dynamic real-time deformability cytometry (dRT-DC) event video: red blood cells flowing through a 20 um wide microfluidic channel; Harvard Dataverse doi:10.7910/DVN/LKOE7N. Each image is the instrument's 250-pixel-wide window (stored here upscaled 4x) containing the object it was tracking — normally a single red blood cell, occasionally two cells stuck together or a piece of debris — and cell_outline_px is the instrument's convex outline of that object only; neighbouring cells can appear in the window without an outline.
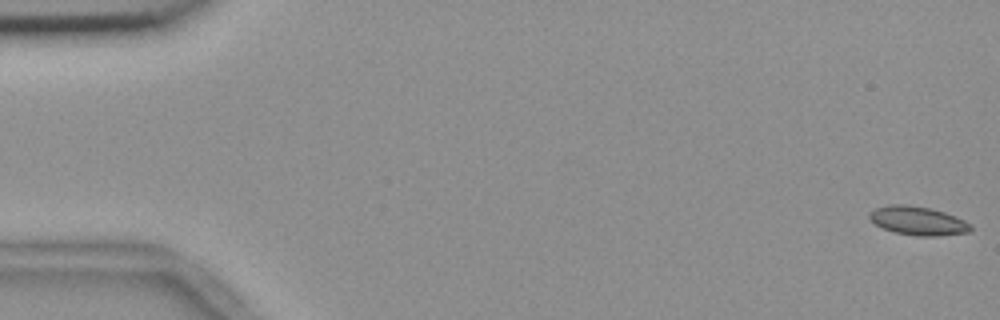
{"species": "common noctule bat (a hibernating species)", "species_latin": "Nyctalus noctula", "temperature_condition": "room temperature", "stored_images_in_passage": 57, "segment_of_instrument_passage": [1, 2], "camera_frame_rate_fps": 3000, "um_per_image_px": 0.085, "animal": {"sex": "female", "body_mass_g": 18.4}, "frame": {"image": 1, "passage_image": 1, "time_ms": 0.0, "image_size_px": [1000, 320], "cell_outline_px": [[972, 228], [968, 232], [936, 236], [920, 236], [896, 232], [884, 228], [876, 224], [868, 216], [868, 212], [876, 208], [888, 204], [908, 204], [928, 208], [944, 212], [956, 216], [972, 224]], "centroid_in_image_um": [78.03, 18.75], "position_along_channel_um": 7.0, "area_um2": 16.82}}
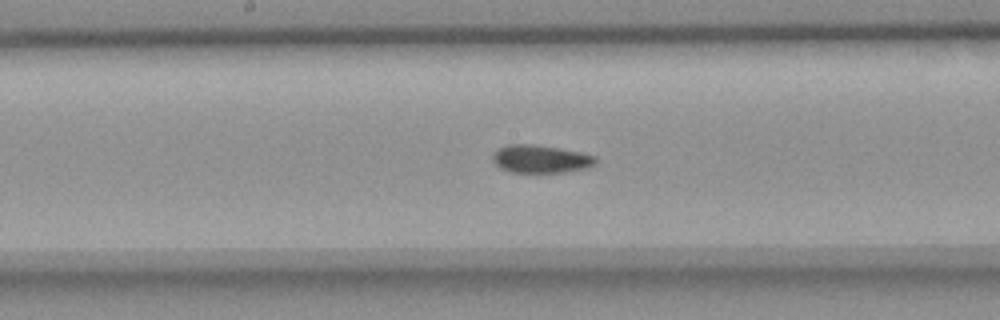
{"frame": {"image": 2, "passage_image": 29, "time_ms": 9.333, "image_size_px": [1000, 320], "cell_outline_px": [[596, 164], [588, 168], [564, 172], [512, 172], [500, 168], [492, 160], [492, 152], [508, 144], [536, 144], [560, 148], [580, 152], [596, 156]], "centroid_in_image_um": [45.96, 13.5], "position_along_channel_um": 202.2, "area_um2": 16.88}}
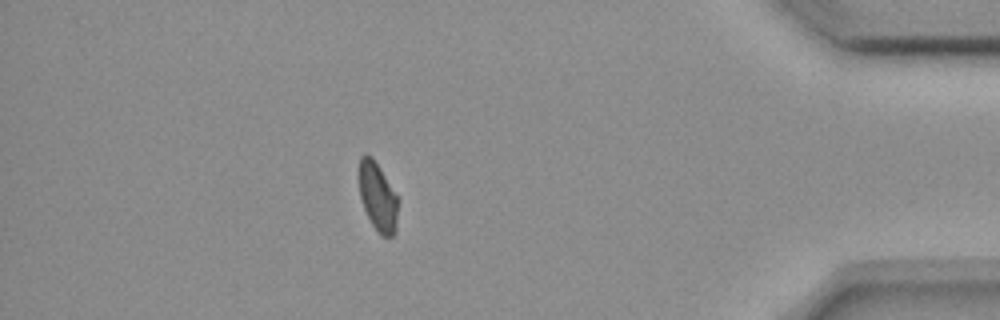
{"frame": {"image": 3, "passage_image": 49, "time_ms": 16.0, "image_size_px": [1000, 320], "cell_outline_px": [[396, 232], [392, 236], [380, 236], [372, 224], [364, 208], [360, 196], [356, 176], [360, 156], [364, 152], [372, 156], [380, 168], [396, 196]], "centroid_in_image_um": [32.03, 16.66], "position_along_channel_um": 403.2, "area_um2": 15.66}}